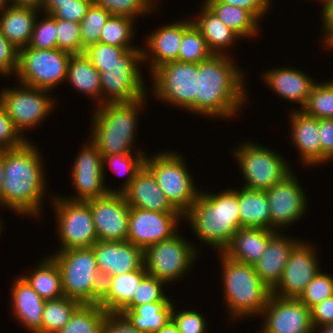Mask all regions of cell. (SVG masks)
<instances>
[{"mask_svg": "<svg viewBox=\"0 0 333 333\" xmlns=\"http://www.w3.org/2000/svg\"><path fill=\"white\" fill-rule=\"evenodd\" d=\"M38 150L28 139L21 147L0 150V155L4 160L2 208L39 219L47 178Z\"/></svg>", "mask_w": 333, "mask_h": 333, "instance_id": "obj_1", "label": "cell"}, {"mask_svg": "<svg viewBox=\"0 0 333 333\" xmlns=\"http://www.w3.org/2000/svg\"><path fill=\"white\" fill-rule=\"evenodd\" d=\"M234 62L228 55L213 54L198 63L196 114L225 119L240 112L247 100L246 84Z\"/></svg>", "mask_w": 333, "mask_h": 333, "instance_id": "obj_2", "label": "cell"}, {"mask_svg": "<svg viewBox=\"0 0 333 333\" xmlns=\"http://www.w3.org/2000/svg\"><path fill=\"white\" fill-rule=\"evenodd\" d=\"M238 207L237 189L223 190L218 194L200 190L183 219L190 223L201 242L223 252L241 228Z\"/></svg>", "mask_w": 333, "mask_h": 333, "instance_id": "obj_3", "label": "cell"}, {"mask_svg": "<svg viewBox=\"0 0 333 333\" xmlns=\"http://www.w3.org/2000/svg\"><path fill=\"white\" fill-rule=\"evenodd\" d=\"M145 103L146 97L130 103H107L95 108L89 137L102 158L115 154L144 153L137 147L135 151L132 148L136 141L140 111H143Z\"/></svg>", "mask_w": 333, "mask_h": 333, "instance_id": "obj_4", "label": "cell"}, {"mask_svg": "<svg viewBox=\"0 0 333 333\" xmlns=\"http://www.w3.org/2000/svg\"><path fill=\"white\" fill-rule=\"evenodd\" d=\"M224 303L230 319L258 316L266 307L272 291L255 272L254 266L234 261L219 252Z\"/></svg>", "mask_w": 333, "mask_h": 333, "instance_id": "obj_5", "label": "cell"}, {"mask_svg": "<svg viewBox=\"0 0 333 333\" xmlns=\"http://www.w3.org/2000/svg\"><path fill=\"white\" fill-rule=\"evenodd\" d=\"M51 257L58 264L64 295L81 304H98L103 288L92 247L57 251Z\"/></svg>", "mask_w": 333, "mask_h": 333, "instance_id": "obj_6", "label": "cell"}, {"mask_svg": "<svg viewBox=\"0 0 333 333\" xmlns=\"http://www.w3.org/2000/svg\"><path fill=\"white\" fill-rule=\"evenodd\" d=\"M182 157L176 151H161L155 156H146L144 165L153 173L170 204L184 215L195 203L200 190Z\"/></svg>", "mask_w": 333, "mask_h": 333, "instance_id": "obj_7", "label": "cell"}, {"mask_svg": "<svg viewBox=\"0 0 333 333\" xmlns=\"http://www.w3.org/2000/svg\"><path fill=\"white\" fill-rule=\"evenodd\" d=\"M240 144L232 154L244 176L243 187L266 191L292 173L290 164L274 150L249 141Z\"/></svg>", "mask_w": 333, "mask_h": 333, "instance_id": "obj_8", "label": "cell"}, {"mask_svg": "<svg viewBox=\"0 0 333 333\" xmlns=\"http://www.w3.org/2000/svg\"><path fill=\"white\" fill-rule=\"evenodd\" d=\"M142 61V49H131L118 58V63L103 67L100 72L101 105L130 103L147 97L144 77L139 70Z\"/></svg>", "mask_w": 333, "mask_h": 333, "instance_id": "obj_9", "label": "cell"}, {"mask_svg": "<svg viewBox=\"0 0 333 333\" xmlns=\"http://www.w3.org/2000/svg\"><path fill=\"white\" fill-rule=\"evenodd\" d=\"M72 54L54 49H19L18 69L15 77L18 83L52 91L66 82L68 62Z\"/></svg>", "mask_w": 333, "mask_h": 333, "instance_id": "obj_10", "label": "cell"}, {"mask_svg": "<svg viewBox=\"0 0 333 333\" xmlns=\"http://www.w3.org/2000/svg\"><path fill=\"white\" fill-rule=\"evenodd\" d=\"M150 74L156 98L196 115L197 63L167 62Z\"/></svg>", "mask_w": 333, "mask_h": 333, "instance_id": "obj_11", "label": "cell"}, {"mask_svg": "<svg viewBox=\"0 0 333 333\" xmlns=\"http://www.w3.org/2000/svg\"><path fill=\"white\" fill-rule=\"evenodd\" d=\"M197 250L193 243L176 233L144 250V266L149 275L171 285L188 274L197 259Z\"/></svg>", "mask_w": 333, "mask_h": 333, "instance_id": "obj_12", "label": "cell"}, {"mask_svg": "<svg viewBox=\"0 0 333 333\" xmlns=\"http://www.w3.org/2000/svg\"><path fill=\"white\" fill-rule=\"evenodd\" d=\"M49 92L21 83L18 88L8 87L0 91V103L22 136H25V130L35 129L44 122L55 108L56 101L48 95Z\"/></svg>", "mask_w": 333, "mask_h": 333, "instance_id": "obj_13", "label": "cell"}, {"mask_svg": "<svg viewBox=\"0 0 333 333\" xmlns=\"http://www.w3.org/2000/svg\"><path fill=\"white\" fill-rule=\"evenodd\" d=\"M56 214V227L61 240L58 251L92 247L97 241V233L92 212L87 201H72L60 197H52Z\"/></svg>", "mask_w": 333, "mask_h": 333, "instance_id": "obj_14", "label": "cell"}, {"mask_svg": "<svg viewBox=\"0 0 333 333\" xmlns=\"http://www.w3.org/2000/svg\"><path fill=\"white\" fill-rule=\"evenodd\" d=\"M294 173L265 191L270 209L271 230L281 231L284 226L287 228L300 218L304 219L302 217L308 209V200Z\"/></svg>", "mask_w": 333, "mask_h": 333, "instance_id": "obj_15", "label": "cell"}, {"mask_svg": "<svg viewBox=\"0 0 333 333\" xmlns=\"http://www.w3.org/2000/svg\"><path fill=\"white\" fill-rule=\"evenodd\" d=\"M259 333H314L311 309L299 299L270 295Z\"/></svg>", "mask_w": 333, "mask_h": 333, "instance_id": "obj_16", "label": "cell"}, {"mask_svg": "<svg viewBox=\"0 0 333 333\" xmlns=\"http://www.w3.org/2000/svg\"><path fill=\"white\" fill-rule=\"evenodd\" d=\"M183 215L130 208L127 241L145 250L175 235Z\"/></svg>", "mask_w": 333, "mask_h": 333, "instance_id": "obj_17", "label": "cell"}, {"mask_svg": "<svg viewBox=\"0 0 333 333\" xmlns=\"http://www.w3.org/2000/svg\"><path fill=\"white\" fill-rule=\"evenodd\" d=\"M92 212L98 241H127L130 207L123 193L87 200Z\"/></svg>", "mask_w": 333, "mask_h": 333, "instance_id": "obj_18", "label": "cell"}, {"mask_svg": "<svg viewBox=\"0 0 333 333\" xmlns=\"http://www.w3.org/2000/svg\"><path fill=\"white\" fill-rule=\"evenodd\" d=\"M90 142V143H89ZM72 167V185L76 194L65 197L72 201H87L117 192L116 189L105 186L103 174V158L97 147L89 140L76 155Z\"/></svg>", "mask_w": 333, "mask_h": 333, "instance_id": "obj_19", "label": "cell"}, {"mask_svg": "<svg viewBox=\"0 0 333 333\" xmlns=\"http://www.w3.org/2000/svg\"><path fill=\"white\" fill-rule=\"evenodd\" d=\"M312 242H299L291 251L280 282L272 294L281 298L298 299L310 281L322 270Z\"/></svg>", "mask_w": 333, "mask_h": 333, "instance_id": "obj_20", "label": "cell"}, {"mask_svg": "<svg viewBox=\"0 0 333 333\" xmlns=\"http://www.w3.org/2000/svg\"><path fill=\"white\" fill-rule=\"evenodd\" d=\"M92 248L103 281L144 265V250L128 241H97Z\"/></svg>", "mask_w": 333, "mask_h": 333, "instance_id": "obj_21", "label": "cell"}, {"mask_svg": "<svg viewBox=\"0 0 333 333\" xmlns=\"http://www.w3.org/2000/svg\"><path fill=\"white\" fill-rule=\"evenodd\" d=\"M191 24L192 21L189 19L187 21H174L171 24L161 25L162 27H158L147 35L146 48L142 49V64L147 61L152 73L157 67L167 62L178 61L183 32Z\"/></svg>", "mask_w": 333, "mask_h": 333, "instance_id": "obj_22", "label": "cell"}, {"mask_svg": "<svg viewBox=\"0 0 333 333\" xmlns=\"http://www.w3.org/2000/svg\"><path fill=\"white\" fill-rule=\"evenodd\" d=\"M130 208L154 212H178L158 186L153 173L145 166L137 172L130 185L122 192Z\"/></svg>", "mask_w": 333, "mask_h": 333, "instance_id": "obj_23", "label": "cell"}, {"mask_svg": "<svg viewBox=\"0 0 333 333\" xmlns=\"http://www.w3.org/2000/svg\"><path fill=\"white\" fill-rule=\"evenodd\" d=\"M262 75L263 81L274 91V94L291 103L300 104V110L306 104L311 90L317 83V80L294 67L272 68Z\"/></svg>", "mask_w": 333, "mask_h": 333, "instance_id": "obj_24", "label": "cell"}, {"mask_svg": "<svg viewBox=\"0 0 333 333\" xmlns=\"http://www.w3.org/2000/svg\"><path fill=\"white\" fill-rule=\"evenodd\" d=\"M300 241L277 231L268 241L264 254L253 264L258 277L271 291L280 282L289 255Z\"/></svg>", "mask_w": 333, "mask_h": 333, "instance_id": "obj_25", "label": "cell"}, {"mask_svg": "<svg viewBox=\"0 0 333 333\" xmlns=\"http://www.w3.org/2000/svg\"><path fill=\"white\" fill-rule=\"evenodd\" d=\"M291 140L306 166L321 164V144L319 139V119L305 114L302 110L290 113Z\"/></svg>", "mask_w": 333, "mask_h": 333, "instance_id": "obj_26", "label": "cell"}, {"mask_svg": "<svg viewBox=\"0 0 333 333\" xmlns=\"http://www.w3.org/2000/svg\"><path fill=\"white\" fill-rule=\"evenodd\" d=\"M13 282L11 285V311L24 328L26 327L31 333H37L41 329L45 300L22 275H19Z\"/></svg>", "mask_w": 333, "mask_h": 333, "instance_id": "obj_27", "label": "cell"}, {"mask_svg": "<svg viewBox=\"0 0 333 333\" xmlns=\"http://www.w3.org/2000/svg\"><path fill=\"white\" fill-rule=\"evenodd\" d=\"M276 232L267 228L241 227L222 253L234 261L253 265L264 254L268 241Z\"/></svg>", "mask_w": 333, "mask_h": 333, "instance_id": "obj_28", "label": "cell"}, {"mask_svg": "<svg viewBox=\"0 0 333 333\" xmlns=\"http://www.w3.org/2000/svg\"><path fill=\"white\" fill-rule=\"evenodd\" d=\"M147 274L143 265L137 270L105 279L98 304L106 312H121L133 300L137 287Z\"/></svg>", "mask_w": 333, "mask_h": 333, "instance_id": "obj_29", "label": "cell"}, {"mask_svg": "<svg viewBox=\"0 0 333 333\" xmlns=\"http://www.w3.org/2000/svg\"><path fill=\"white\" fill-rule=\"evenodd\" d=\"M0 32L18 49L29 45L40 10L9 5L0 12Z\"/></svg>", "mask_w": 333, "mask_h": 333, "instance_id": "obj_30", "label": "cell"}, {"mask_svg": "<svg viewBox=\"0 0 333 333\" xmlns=\"http://www.w3.org/2000/svg\"><path fill=\"white\" fill-rule=\"evenodd\" d=\"M199 13V16H196L197 19H193L192 23L206 40L209 50L214 55L229 56L227 53L230 50L229 47L233 46L232 44L241 37L227 27L204 2Z\"/></svg>", "mask_w": 333, "mask_h": 333, "instance_id": "obj_31", "label": "cell"}, {"mask_svg": "<svg viewBox=\"0 0 333 333\" xmlns=\"http://www.w3.org/2000/svg\"><path fill=\"white\" fill-rule=\"evenodd\" d=\"M240 227L267 228L271 230L270 209L265 191L242 186L238 189Z\"/></svg>", "mask_w": 333, "mask_h": 333, "instance_id": "obj_32", "label": "cell"}, {"mask_svg": "<svg viewBox=\"0 0 333 333\" xmlns=\"http://www.w3.org/2000/svg\"><path fill=\"white\" fill-rule=\"evenodd\" d=\"M84 95L92 97L97 106L101 105V79L100 72L91 64L90 60L82 54L71 55L66 82Z\"/></svg>", "mask_w": 333, "mask_h": 333, "instance_id": "obj_33", "label": "cell"}, {"mask_svg": "<svg viewBox=\"0 0 333 333\" xmlns=\"http://www.w3.org/2000/svg\"><path fill=\"white\" fill-rule=\"evenodd\" d=\"M30 274H23V278L44 300L60 298L64 295L62 276L58 264L48 256L32 268Z\"/></svg>", "mask_w": 333, "mask_h": 333, "instance_id": "obj_34", "label": "cell"}, {"mask_svg": "<svg viewBox=\"0 0 333 333\" xmlns=\"http://www.w3.org/2000/svg\"><path fill=\"white\" fill-rule=\"evenodd\" d=\"M173 301H159L135 306L132 310H122L132 325L146 333H156L171 319Z\"/></svg>", "mask_w": 333, "mask_h": 333, "instance_id": "obj_35", "label": "cell"}, {"mask_svg": "<svg viewBox=\"0 0 333 333\" xmlns=\"http://www.w3.org/2000/svg\"><path fill=\"white\" fill-rule=\"evenodd\" d=\"M218 18L242 39L255 37L260 31V21L248 10L222 2H204Z\"/></svg>", "mask_w": 333, "mask_h": 333, "instance_id": "obj_36", "label": "cell"}, {"mask_svg": "<svg viewBox=\"0 0 333 333\" xmlns=\"http://www.w3.org/2000/svg\"><path fill=\"white\" fill-rule=\"evenodd\" d=\"M106 314L99 304H80L58 333H103Z\"/></svg>", "mask_w": 333, "mask_h": 333, "instance_id": "obj_37", "label": "cell"}, {"mask_svg": "<svg viewBox=\"0 0 333 333\" xmlns=\"http://www.w3.org/2000/svg\"><path fill=\"white\" fill-rule=\"evenodd\" d=\"M81 303L67 296L45 300L41 329L37 333H58Z\"/></svg>", "mask_w": 333, "mask_h": 333, "instance_id": "obj_38", "label": "cell"}, {"mask_svg": "<svg viewBox=\"0 0 333 333\" xmlns=\"http://www.w3.org/2000/svg\"><path fill=\"white\" fill-rule=\"evenodd\" d=\"M135 23V20L129 17L110 16L101 30L99 42L127 50L142 49L131 44L135 36Z\"/></svg>", "mask_w": 333, "mask_h": 333, "instance_id": "obj_39", "label": "cell"}, {"mask_svg": "<svg viewBox=\"0 0 333 333\" xmlns=\"http://www.w3.org/2000/svg\"><path fill=\"white\" fill-rule=\"evenodd\" d=\"M301 110L317 119L333 118V80L317 82Z\"/></svg>", "mask_w": 333, "mask_h": 333, "instance_id": "obj_40", "label": "cell"}, {"mask_svg": "<svg viewBox=\"0 0 333 333\" xmlns=\"http://www.w3.org/2000/svg\"><path fill=\"white\" fill-rule=\"evenodd\" d=\"M147 153H125L103 157V174L105 176V166H109L112 172L126 176L124 184L117 188V192L122 193L135 178L137 172L143 167ZM108 164V165H107ZM126 174V175H125Z\"/></svg>", "mask_w": 333, "mask_h": 333, "instance_id": "obj_41", "label": "cell"}, {"mask_svg": "<svg viewBox=\"0 0 333 333\" xmlns=\"http://www.w3.org/2000/svg\"><path fill=\"white\" fill-rule=\"evenodd\" d=\"M213 55L206 40L192 23L184 32L179 49L178 61L183 63H199Z\"/></svg>", "mask_w": 333, "mask_h": 333, "instance_id": "obj_42", "label": "cell"}, {"mask_svg": "<svg viewBox=\"0 0 333 333\" xmlns=\"http://www.w3.org/2000/svg\"><path fill=\"white\" fill-rule=\"evenodd\" d=\"M156 0H91L93 5L104 8L111 16L135 17L151 13L157 8Z\"/></svg>", "mask_w": 333, "mask_h": 333, "instance_id": "obj_43", "label": "cell"}, {"mask_svg": "<svg viewBox=\"0 0 333 333\" xmlns=\"http://www.w3.org/2000/svg\"><path fill=\"white\" fill-rule=\"evenodd\" d=\"M104 8L91 4L80 22L82 45L87 46L99 42L101 30L110 17Z\"/></svg>", "mask_w": 333, "mask_h": 333, "instance_id": "obj_44", "label": "cell"}, {"mask_svg": "<svg viewBox=\"0 0 333 333\" xmlns=\"http://www.w3.org/2000/svg\"><path fill=\"white\" fill-rule=\"evenodd\" d=\"M166 285L164 281L147 274L137 287L133 300L123 310H132L135 306L145 303L172 301L163 290Z\"/></svg>", "mask_w": 333, "mask_h": 333, "instance_id": "obj_45", "label": "cell"}, {"mask_svg": "<svg viewBox=\"0 0 333 333\" xmlns=\"http://www.w3.org/2000/svg\"><path fill=\"white\" fill-rule=\"evenodd\" d=\"M56 48L72 55L84 53L80 23L56 19Z\"/></svg>", "mask_w": 333, "mask_h": 333, "instance_id": "obj_46", "label": "cell"}, {"mask_svg": "<svg viewBox=\"0 0 333 333\" xmlns=\"http://www.w3.org/2000/svg\"><path fill=\"white\" fill-rule=\"evenodd\" d=\"M333 296V276L319 271L298 298L309 309Z\"/></svg>", "mask_w": 333, "mask_h": 333, "instance_id": "obj_47", "label": "cell"}, {"mask_svg": "<svg viewBox=\"0 0 333 333\" xmlns=\"http://www.w3.org/2000/svg\"><path fill=\"white\" fill-rule=\"evenodd\" d=\"M126 51L123 47L97 42L87 46L84 55L99 72H103V67L118 63V58Z\"/></svg>", "mask_w": 333, "mask_h": 333, "instance_id": "obj_48", "label": "cell"}, {"mask_svg": "<svg viewBox=\"0 0 333 333\" xmlns=\"http://www.w3.org/2000/svg\"><path fill=\"white\" fill-rule=\"evenodd\" d=\"M42 14L43 20L37 18L35 20L28 47L54 49L56 48V19L51 15Z\"/></svg>", "mask_w": 333, "mask_h": 333, "instance_id": "obj_49", "label": "cell"}, {"mask_svg": "<svg viewBox=\"0 0 333 333\" xmlns=\"http://www.w3.org/2000/svg\"><path fill=\"white\" fill-rule=\"evenodd\" d=\"M171 320L180 333H206L208 331L206 319L200 312L191 309L177 311L174 304L171 311Z\"/></svg>", "mask_w": 333, "mask_h": 333, "instance_id": "obj_50", "label": "cell"}, {"mask_svg": "<svg viewBox=\"0 0 333 333\" xmlns=\"http://www.w3.org/2000/svg\"><path fill=\"white\" fill-rule=\"evenodd\" d=\"M27 138L22 136L0 103V150L14 149L23 146Z\"/></svg>", "mask_w": 333, "mask_h": 333, "instance_id": "obj_51", "label": "cell"}, {"mask_svg": "<svg viewBox=\"0 0 333 333\" xmlns=\"http://www.w3.org/2000/svg\"><path fill=\"white\" fill-rule=\"evenodd\" d=\"M19 49L0 32V75H16Z\"/></svg>", "mask_w": 333, "mask_h": 333, "instance_id": "obj_52", "label": "cell"}, {"mask_svg": "<svg viewBox=\"0 0 333 333\" xmlns=\"http://www.w3.org/2000/svg\"><path fill=\"white\" fill-rule=\"evenodd\" d=\"M321 164L333 160V118L319 119Z\"/></svg>", "mask_w": 333, "mask_h": 333, "instance_id": "obj_53", "label": "cell"}, {"mask_svg": "<svg viewBox=\"0 0 333 333\" xmlns=\"http://www.w3.org/2000/svg\"><path fill=\"white\" fill-rule=\"evenodd\" d=\"M103 333H146L135 328L120 312H107L103 323Z\"/></svg>", "mask_w": 333, "mask_h": 333, "instance_id": "obj_54", "label": "cell"}, {"mask_svg": "<svg viewBox=\"0 0 333 333\" xmlns=\"http://www.w3.org/2000/svg\"><path fill=\"white\" fill-rule=\"evenodd\" d=\"M91 4V0H77V4L58 5V10L52 16L80 23Z\"/></svg>", "mask_w": 333, "mask_h": 333, "instance_id": "obj_55", "label": "cell"}, {"mask_svg": "<svg viewBox=\"0 0 333 333\" xmlns=\"http://www.w3.org/2000/svg\"><path fill=\"white\" fill-rule=\"evenodd\" d=\"M204 2H222L250 11L259 21L269 13L272 0H204Z\"/></svg>", "mask_w": 333, "mask_h": 333, "instance_id": "obj_56", "label": "cell"}, {"mask_svg": "<svg viewBox=\"0 0 333 333\" xmlns=\"http://www.w3.org/2000/svg\"><path fill=\"white\" fill-rule=\"evenodd\" d=\"M311 317L314 329L333 323V296L313 306Z\"/></svg>", "mask_w": 333, "mask_h": 333, "instance_id": "obj_57", "label": "cell"}, {"mask_svg": "<svg viewBox=\"0 0 333 333\" xmlns=\"http://www.w3.org/2000/svg\"><path fill=\"white\" fill-rule=\"evenodd\" d=\"M322 25L324 31H326L333 24V0H322Z\"/></svg>", "mask_w": 333, "mask_h": 333, "instance_id": "obj_58", "label": "cell"}, {"mask_svg": "<svg viewBox=\"0 0 333 333\" xmlns=\"http://www.w3.org/2000/svg\"><path fill=\"white\" fill-rule=\"evenodd\" d=\"M77 4V0H43L41 13L53 15L58 10V5Z\"/></svg>", "mask_w": 333, "mask_h": 333, "instance_id": "obj_59", "label": "cell"}, {"mask_svg": "<svg viewBox=\"0 0 333 333\" xmlns=\"http://www.w3.org/2000/svg\"><path fill=\"white\" fill-rule=\"evenodd\" d=\"M10 5L30 7L40 10L43 0H9Z\"/></svg>", "mask_w": 333, "mask_h": 333, "instance_id": "obj_60", "label": "cell"}, {"mask_svg": "<svg viewBox=\"0 0 333 333\" xmlns=\"http://www.w3.org/2000/svg\"><path fill=\"white\" fill-rule=\"evenodd\" d=\"M324 37H322L324 40L322 42L325 47L323 48H329L330 50L333 49V24L324 32ZM332 48V49H331Z\"/></svg>", "mask_w": 333, "mask_h": 333, "instance_id": "obj_61", "label": "cell"}, {"mask_svg": "<svg viewBox=\"0 0 333 333\" xmlns=\"http://www.w3.org/2000/svg\"><path fill=\"white\" fill-rule=\"evenodd\" d=\"M156 333H180L177 326L170 319L163 327H161Z\"/></svg>", "mask_w": 333, "mask_h": 333, "instance_id": "obj_62", "label": "cell"}, {"mask_svg": "<svg viewBox=\"0 0 333 333\" xmlns=\"http://www.w3.org/2000/svg\"><path fill=\"white\" fill-rule=\"evenodd\" d=\"M3 180H4V160L3 157L0 155V206H2Z\"/></svg>", "mask_w": 333, "mask_h": 333, "instance_id": "obj_63", "label": "cell"}, {"mask_svg": "<svg viewBox=\"0 0 333 333\" xmlns=\"http://www.w3.org/2000/svg\"><path fill=\"white\" fill-rule=\"evenodd\" d=\"M314 333H333V323L315 328Z\"/></svg>", "mask_w": 333, "mask_h": 333, "instance_id": "obj_64", "label": "cell"}, {"mask_svg": "<svg viewBox=\"0 0 333 333\" xmlns=\"http://www.w3.org/2000/svg\"><path fill=\"white\" fill-rule=\"evenodd\" d=\"M10 5L9 0H0V12Z\"/></svg>", "mask_w": 333, "mask_h": 333, "instance_id": "obj_65", "label": "cell"}, {"mask_svg": "<svg viewBox=\"0 0 333 333\" xmlns=\"http://www.w3.org/2000/svg\"><path fill=\"white\" fill-rule=\"evenodd\" d=\"M1 225H3L2 223H1V219H0V235H1V231H3L2 229H3V226H1Z\"/></svg>", "mask_w": 333, "mask_h": 333, "instance_id": "obj_66", "label": "cell"}]
</instances>
